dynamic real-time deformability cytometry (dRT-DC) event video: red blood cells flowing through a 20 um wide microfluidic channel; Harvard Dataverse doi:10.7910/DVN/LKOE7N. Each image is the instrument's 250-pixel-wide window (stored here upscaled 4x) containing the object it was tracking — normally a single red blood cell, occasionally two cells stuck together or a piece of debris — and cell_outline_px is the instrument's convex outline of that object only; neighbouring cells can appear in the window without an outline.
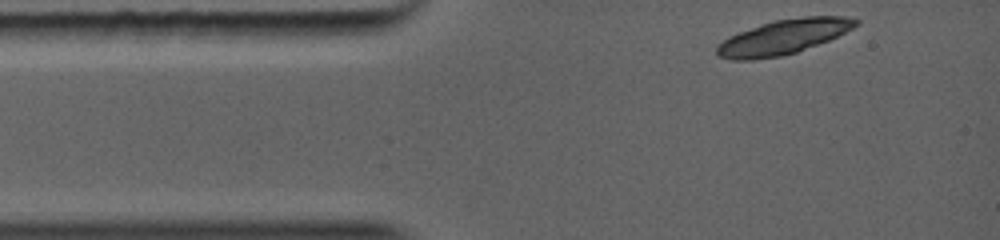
{"species": "common noctule bat (a hibernating species)", "species_latin": "Nyctalus noctula", "temperature_condition": "warm", "stored_images_in_passage": 2, "camera_frame_rate_fps": 5000, "um_per_image_px": 0.085, "animal": {"sex": "female", "body_mass_g": 19.0, "forearm_length_mm": 56.7}, "frame": {"image": 1, "passage_image": 1, "time_ms": 0.0, "image_size_px": [1000, 240], "cell_outline_px": [[860, 24], [828, 40], [796, 52], [780, 56], [752, 60], [732, 60], [716, 56], [716, 44], [728, 36], [772, 20], [804, 16], [844, 16], [860, 20]], "centroid_in_image_um": [66.54, 3.14], "position_along_channel_um": 18.5, "area_um2": 28.15}}